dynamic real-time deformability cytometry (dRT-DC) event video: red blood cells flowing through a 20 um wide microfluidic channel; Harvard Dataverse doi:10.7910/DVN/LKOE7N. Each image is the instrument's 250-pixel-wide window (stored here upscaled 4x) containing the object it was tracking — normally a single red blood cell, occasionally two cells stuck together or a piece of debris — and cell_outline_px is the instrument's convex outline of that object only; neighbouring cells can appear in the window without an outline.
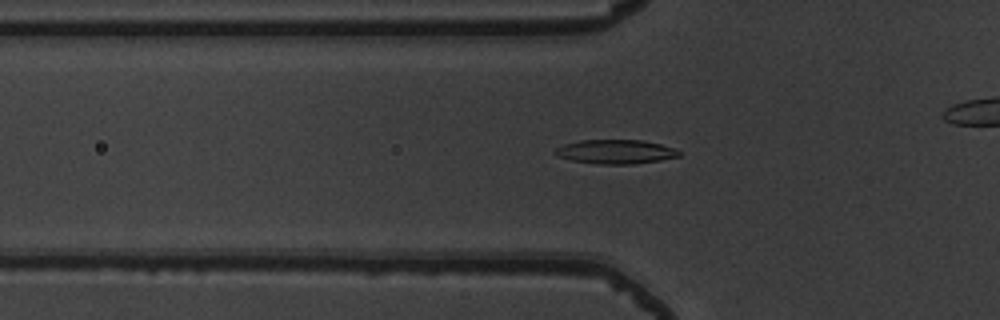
{"species": "common noctule bat (a hibernating species)", "species_latin": "Nyctalus noctula", "temperature_condition": "warm", "stored_images_in_passage": 44, "camera_frame_rate_fps": 3000, "um_per_image_px": 0.085, "animal": {"sex": "male", "body_mass_g": 19.5, "forearm_length_mm": 54.6}, "frame": {"image": 1, "passage_image": 18, "time_ms": 5.667, "image_size_px": [1000, 320], "cell_outline_px": [[680, 156], [660, 160], [632, 164], [600, 164], [572, 160], [556, 156], [552, 152], [556, 148], [564, 144], [580, 140], [640, 140], [660, 144], [676, 148], [680, 152]], "centroid_in_image_um": [52.31, 12.89], "position_along_channel_um": 73.5, "area_um2": 17.4}}
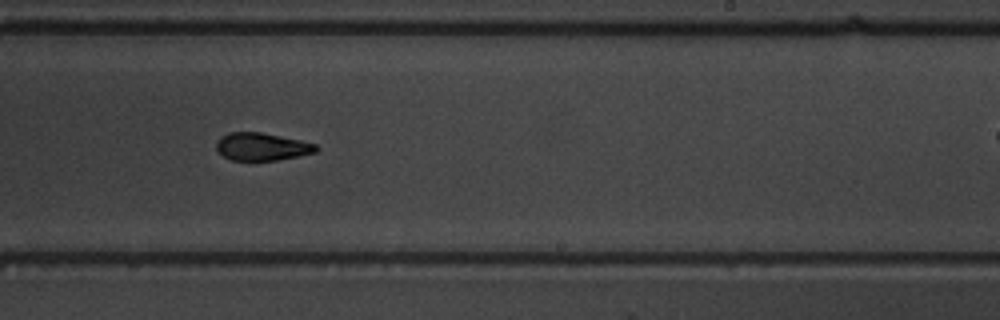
{"frame": {"image": 2, "passage_image": 33, "time_ms": 10.667, "image_size_px": [1000, 320], "cell_outline_px": [[320, 148], [316, 152], [276, 160], [232, 160], [224, 156], [216, 148], [216, 140], [220, 136], [228, 132], [260, 132], [300, 140], [316, 144]], "centroid_in_image_um": [22.24, 12.45], "position_along_channel_um": 266.8, "area_um2": 16.01}}
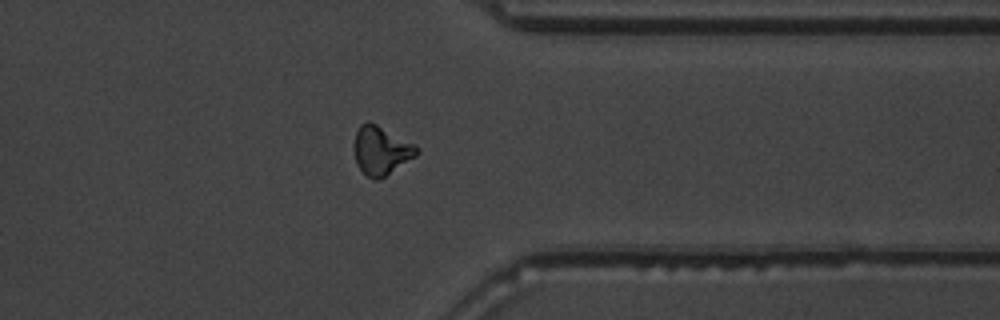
{"frame": {"image": 3, "passage_image": 42, "time_ms": 13.667, "image_size_px": [1000, 320], "cell_outline_px": [[420, 152], [416, 156], [384, 176], [376, 180], [372, 180], [356, 164], [352, 144], [356, 132], [360, 124], [368, 120], [416, 144], [420, 148]], "centroid_in_image_um": [32.38, 12.76], "position_along_channel_um": 379.0, "area_um2": 17.92}}